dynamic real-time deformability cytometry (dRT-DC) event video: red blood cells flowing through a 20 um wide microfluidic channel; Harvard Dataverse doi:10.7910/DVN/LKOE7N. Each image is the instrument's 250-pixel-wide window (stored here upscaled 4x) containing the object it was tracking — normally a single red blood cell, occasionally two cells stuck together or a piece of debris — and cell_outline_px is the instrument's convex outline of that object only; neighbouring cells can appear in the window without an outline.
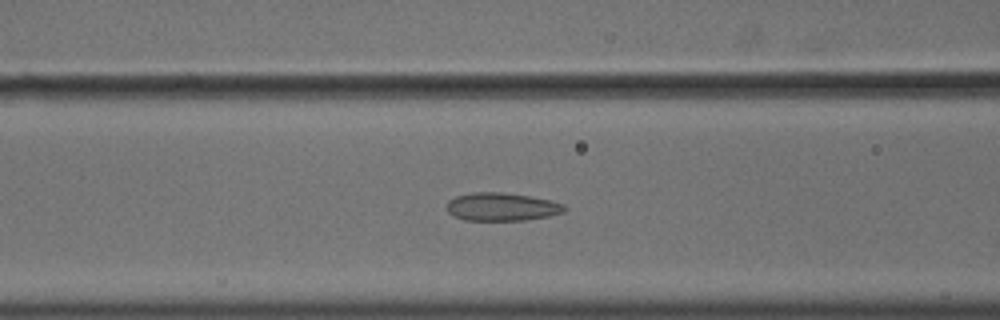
{"species": "common noctule bat (a hibernating species)", "species_latin": "Nyctalus noctula", "temperature_condition": "cold", "stored_images_in_passage": 56, "camera_frame_rate_fps": 3000, "um_per_image_px": 0.085, "animal": {"sex": "male", "body_mass_g": 18.8}, "frame": {"image": 1, "passage_image": 24, "time_ms": 7.667, "image_size_px": [1000, 320], "cell_outline_px": [[568, 208], [564, 212], [548, 216], [524, 220], [464, 220], [448, 212], [444, 204], [448, 200], [456, 196], [472, 192], [504, 192], [528, 196], [548, 200], [564, 204]], "centroid_in_image_um": [42.62, 17.57], "position_along_channel_um": 124.0, "area_um2": 19.31}}
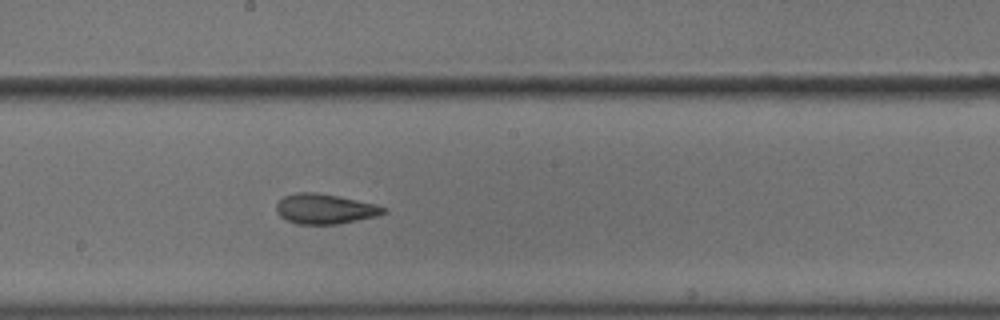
{"frame": {"image": 2, "passage_image": 32, "time_ms": 10.333, "image_size_px": [1000, 320], "cell_outline_px": [[388, 212], [376, 216], [336, 224], [296, 224], [284, 220], [276, 212], [276, 204], [284, 196], [296, 192], [316, 192], [376, 204], [388, 208]], "centroid_in_image_um": [27.59, 17.76], "position_along_channel_um": 220.6, "area_um2": 18.79}}
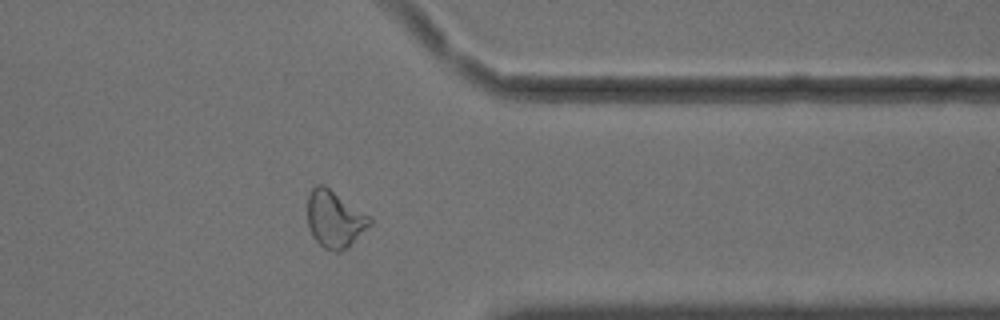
{"frame": {"image": 3, "passage_image": 46, "time_ms": 15.0, "image_size_px": [1000, 320], "cell_outline_px": [[372, 224], [340, 252], [336, 252], [324, 248], [312, 236], [308, 228], [308, 196], [312, 188], [316, 184], [324, 184], [368, 216], [372, 220]], "centroid_in_image_um": [28.4, 18.61], "position_along_channel_um": 383.0, "area_um2": 20.23}, "authors_computed_cell_mechanics": {"area_um2": 20.7213, "velocity_mm_per_s": 3.6194, "shape_relaxation_time_tau1_ms": null, "shape_relaxation_time_tau2_ms": 2.1877, "deformation_change_tau1": null, "deformation_change_tau2": 0.0701}}